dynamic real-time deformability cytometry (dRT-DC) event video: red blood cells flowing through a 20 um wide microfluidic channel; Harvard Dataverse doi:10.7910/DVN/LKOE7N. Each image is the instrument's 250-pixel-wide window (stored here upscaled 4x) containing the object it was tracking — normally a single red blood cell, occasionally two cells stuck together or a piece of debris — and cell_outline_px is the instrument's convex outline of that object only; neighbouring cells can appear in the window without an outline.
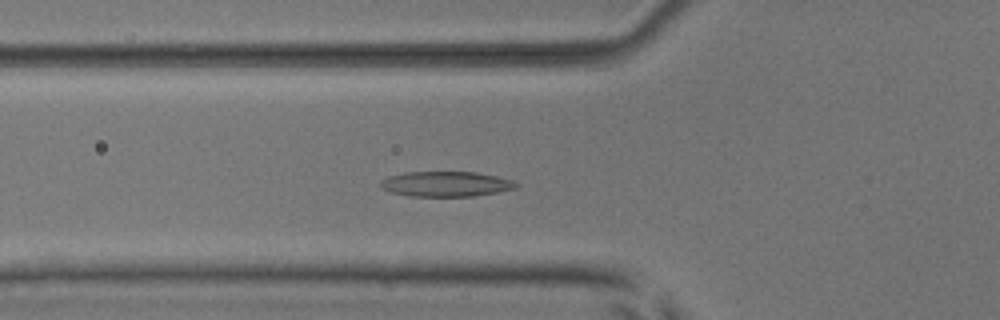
{"species": "common noctule bat (a hibernating species)", "species_latin": "Nyctalus noctula", "temperature_condition": "room temperature", "stored_images_in_passage": 26, "camera_frame_rate_fps": 3000, "um_per_image_px": 0.085, "animal": {"sex": "male", "body_mass_g": 17.9, "forearm_length_mm": 54.2}, "frame": {"image": 1, "passage_image": 9, "time_ms": 2.667, "image_size_px": [1000, 320], "cell_outline_px": [[520, 184], [516, 188], [496, 192], [472, 196], [408, 196], [392, 192], [380, 188], [380, 184], [388, 176], [404, 172], [476, 172], [496, 176], [512, 180]], "centroid_in_image_um": [37.9, 15.63], "position_along_channel_um": 87.9, "area_um2": 19.77}}
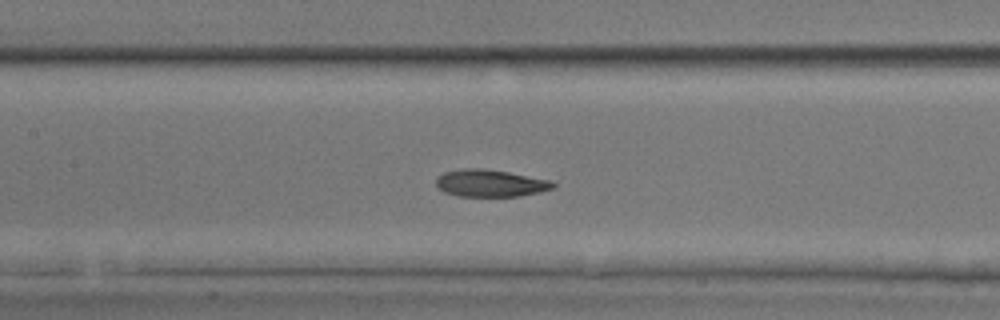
{"frame": {"image": 2, "passage_image": 15, "time_ms": 4.667, "image_size_px": [1000, 320], "cell_outline_px": [[556, 188], [540, 192], [520, 196], [460, 196], [444, 192], [436, 188], [436, 176], [444, 172], [464, 168], [484, 168], [508, 172], [552, 180], [556, 184]], "centroid_in_image_um": [41.68, 15.57], "position_along_channel_um": 165.7, "area_um2": 18.79}}
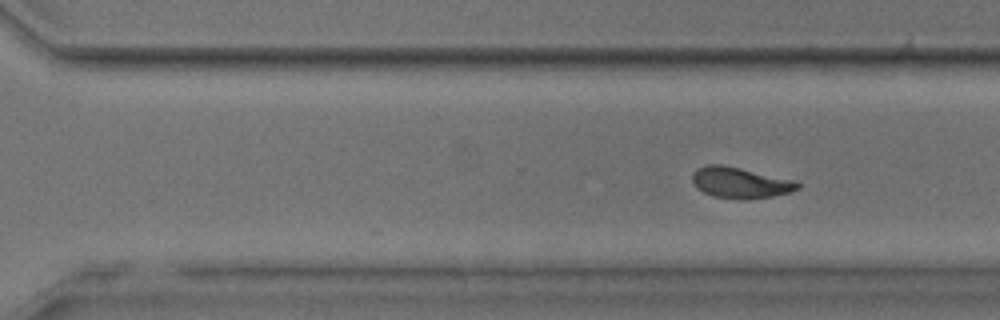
{"frame": {"image": 3, "passage_image": 26, "time_ms": 8.333, "image_size_px": [1000, 320], "cell_outline_px": [[800, 188], [788, 192], [772, 196], [748, 200], [740, 200], [712, 196], [696, 188], [692, 180], [692, 172], [696, 168], [708, 164], [720, 164], [740, 168], [792, 180], [800, 184]], "centroid_in_image_um": [62.85, 15.54], "position_along_channel_um": 307.7, "area_um2": 18.96}}